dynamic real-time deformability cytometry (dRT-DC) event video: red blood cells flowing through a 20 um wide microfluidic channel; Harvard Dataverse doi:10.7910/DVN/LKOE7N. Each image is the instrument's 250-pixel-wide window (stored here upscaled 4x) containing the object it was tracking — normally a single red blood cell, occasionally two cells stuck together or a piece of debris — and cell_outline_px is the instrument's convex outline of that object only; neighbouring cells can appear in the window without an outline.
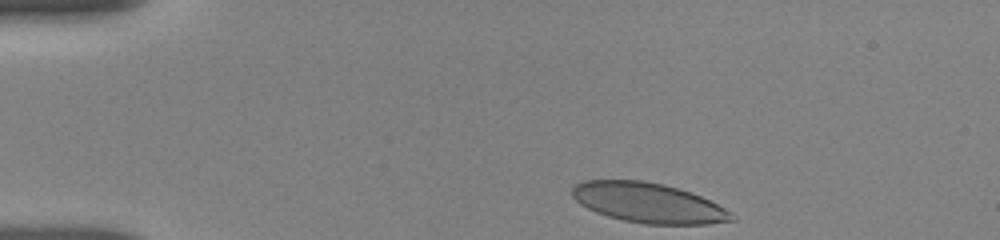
{"species": "human", "species_latin": "Homo sapiens", "temperature_condition": "room temperature", "stored_images_in_passage": 39, "camera_frame_rate_fps": 3000, "um_per_image_px": 0.085, "donor": {"sex": "female"}, "frame": {"image": 1, "passage_image": 1, "time_ms": 0.0, "image_size_px": [1000, 240], "cell_outline_px": [[736, 220], [708, 224], [644, 224], [624, 220], [608, 216], [596, 212], [580, 204], [572, 196], [572, 188], [576, 184], [584, 180], [644, 180], [664, 184], [692, 192], [732, 212], [736, 216]], "centroid_in_image_um": [55.12, 17.24], "position_along_channel_um": 29.9, "area_um2": 37.11}}
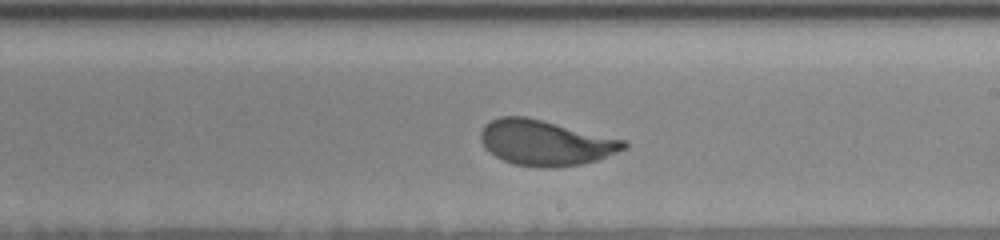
{"frame": {"image": 2, "passage_image": 19, "time_ms": 7.333, "image_size_px": [1000, 240], "cell_outline_px": [[628, 148], [596, 160], [580, 164], [556, 168], [536, 168], [516, 164], [504, 160], [496, 156], [484, 148], [480, 140], [480, 132], [484, 124], [500, 116], [528, 116], [624, 140], [628, 144]], "centroid_in_image_um": [46.33, 12.13], "position_along_channel_um": 242.7, "area_um2": 37.97}}
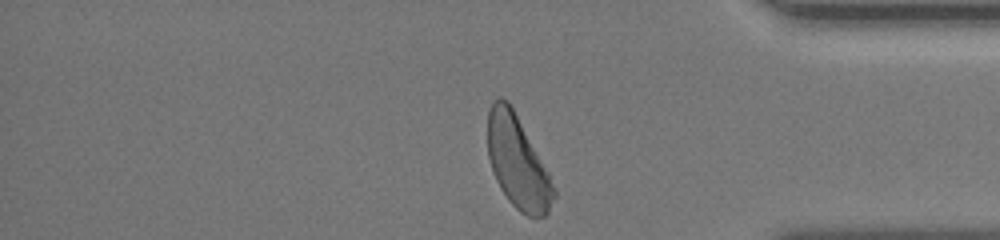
{"frame": {"image": 3, "passage_image": 39, "time_ms": 11.667, "image_size_px": [1000, 240], "cell_outline_px": [[556, 196], [548, 212], [544, 216], [528, 216], [520, 212], [508, 200], [500, 188], [496, 180], [488, 156], [488, 112], [492, 100], [500, 96], [508, 100], [548, 172], [556, 188]], "centroid_in_image_um": [44.0, 13.79], "position_along_channel_um": 391.2, "area_um2": 35.32}, "authors_computed_cell_mechanics": {"area_um2": 37.4544, "velocity_mm_per_s": 3.7816, "shape_relaxation_time_tau1_ms": 4.1374, "shape_relaxation_time_tau2_ms": null, "deformation_change_tau1": 0.1542, "deformation_change_tau2": null}}